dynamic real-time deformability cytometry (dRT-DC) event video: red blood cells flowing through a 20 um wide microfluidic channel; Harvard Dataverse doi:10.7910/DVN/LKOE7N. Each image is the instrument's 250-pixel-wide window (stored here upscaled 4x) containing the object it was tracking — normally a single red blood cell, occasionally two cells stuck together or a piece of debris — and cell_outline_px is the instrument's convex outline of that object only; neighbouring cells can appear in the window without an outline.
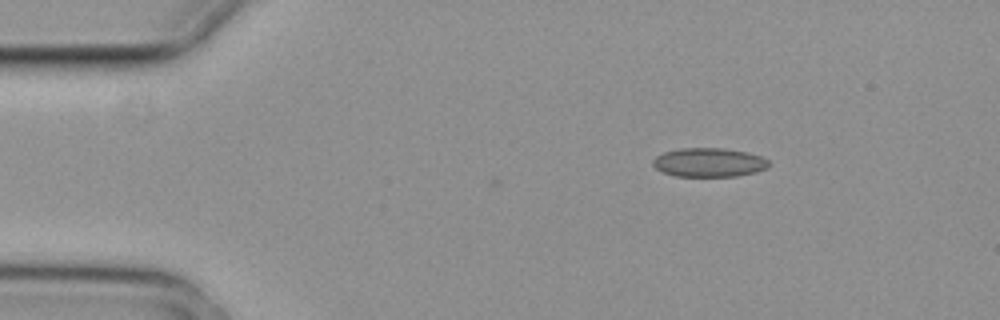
{"species": "common noctule bat (a hibernating species)", "species_latin": "Nyctalus noctula", "temperature_condition": "cold", "stored_images_in_passage": 3, "camera_frame_rate_fps": 3000, "um_per_image_px": 0.085, "animal": {"sex": "female", "body_mass_g": 29.2, "forearm_length_mm": 56.3}, "frame": {"image": 1, "passage_image": 1, "time_ms": 0.0, "image_size_px": [1000, 320], "cell_outline_px": [[768, 168], [756, 172], [736, 176], [676, 176], [664, 172], [656, 168], [652, 164], [652, 160], [656, 156], [664, 152], [680, 148], [724, 148], [748, 152], [760, 156], [768, 160]], "centroid_in_image_um": [60.26, 13.8], "position_along_channel_um": 24.7, "area_um2": 19.54}}